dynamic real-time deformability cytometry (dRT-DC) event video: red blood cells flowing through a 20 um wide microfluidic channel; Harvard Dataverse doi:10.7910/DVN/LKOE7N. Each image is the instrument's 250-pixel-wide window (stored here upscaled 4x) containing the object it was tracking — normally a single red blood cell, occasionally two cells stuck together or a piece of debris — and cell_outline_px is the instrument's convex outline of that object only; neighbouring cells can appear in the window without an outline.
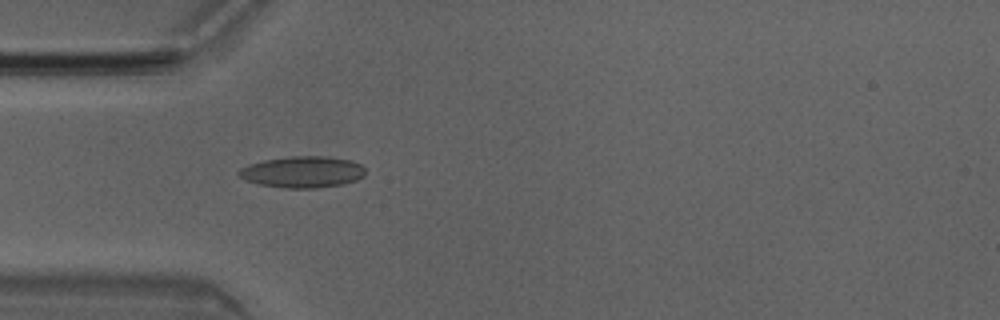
{"species": "Egyptian fruit bat (a non-hibernating species)", "species_latin": "Rousettus aegyptiacus", "temperature_condition": "room temperature", "stored_images_in_passage": 1, "camera_frame_rate_fps": 3000, "um_per_image_px": 0.085, "animal": {"sex": "male"}, "frame": {"image": 1, "passage_image": 1, "time_ms": 0.0, "image_size_px": [1000, 320], "cell_outline_px": [[364, 176], [356, 180], [344, 184], [316, 188], [288, 188], [256, 184], [244, 180], [236, 172], [240, 168], [248, 164], [264, 160], [292, 156], [328, 156], [352, 160], [360, 164], [364, 168]], "centroid_in_image_um": [25.7, 14.61], "position_along_channel_um": 59.3, "area_um2": 23.35}}